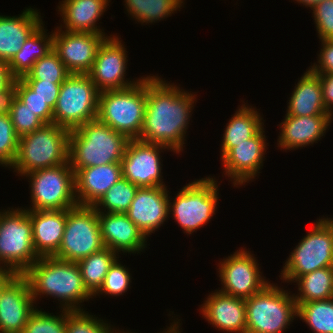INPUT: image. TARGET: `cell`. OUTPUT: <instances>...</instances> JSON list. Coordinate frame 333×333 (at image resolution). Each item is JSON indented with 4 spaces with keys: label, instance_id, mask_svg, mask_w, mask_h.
I'll list each match as a JSON object with an SVG mask.
<instances>
[{
    "label": "cell",
    "instance_id": "1",
    "mask_svg": "<svg viewBox=\"0 0 333 333\" xmlns=\"http://www.w3.org/2000/svg\"><path fill=\"white\" fill-rule=\"evenodd\" d=\"M195 99L191 91L147 75L146 107L138 139L166 146L176 154L182 152Z\"/></svg>",
    "mask_w": 333,
    "mask_h": 333
},
{
    "label": "cell",
    "instance_id": "2",
    "mask_svg": "<svg viewBox=\"0 0 333 333\" xmlns=\"http://www.w3.org/2000/svg\"><path fill=\"white\" fill-rule=\"evenodd\" d=\"M23 276L28 280L35 303L41 295L50 296L60 301L61 309L73 311L83 310L81 303L93 298L76 262L54 256L40 257Z\"/></svg>",
    "mask_w": 333,
    "mask_h": 333
},
{
    "label": "cell",
    "instance_id": "3",
    "mask_svg": "<svg viewBox=\"0 0 333 333\" xmlns=\"http://www.w3.org/2000/svg\"><path fill=\"white\" fill-rule=\"evenodd\" d=\"M129 139L94 119L70 130L69 163L76 173L81 168L121 163Z\"/></svg>",
    "mask_w": 333,
    "mask_h": 333
},
{
    "label": "cell",
    "instance_id": "4",
    "mask_svg": "<svg viewBox=\"0 0 333 333\" xmlns=\"http://www.w3.org/2000/svg\"><path fill=\"white\" fill-rule=\"evenodd\" d=\"M70 130L54 123L45 124L19 138L18 152L11 169L23 175L69 162Z\"/></svg>",
    "mask_w": 333,
    "mask_h": 333
},
{
    "label": "cell",
    "instance_id": "5",
    "mask_svg": "<svg viewBox=\"0 0 333 333\" xmlns=\"http://www.w3.org/2000/svg\"><path fill=\"white\" fill-rule=\"evenodd\" d=\"M146 107V77L135 85L99 93L97 119L129 140L138 139Z\"/></svg>",
    "mask_w": 333,
    "mask_h": 333
},
{
    "label": "cell",
    "instance_id": "6",
    "mask_svg": "<svg viewBox=\"0 0 333 333\" xmlns=\"http://www.w3.org/2000/svg\"><path fill=\"white\" fill-rule=\"evenodd\" d=\"M246 333H283L297 317L293 294L275 283L245 299Z\"/></svg>",
    "mask_w": 333,
    "mask_h": 333
},
{
    "label": "cell",
    "instance_id": "7",
    "mask_svg": "<svg viewBox=\"0 0 333 333\" xmlns=\"http://www.w3.org/2000/svg\"><path fill=\"white\" fill-rule=\"evenodd\" d=\"M10 209L0 211V269L23 275L40 257L34 250L28 210Z\"/></svg>",
    "mask_w": 333,
    "mask_h": 333
},
{
    "label": "cell",
    "instance_id": "8",
    "mask_svg": "<svg viewBox=\"0 0 333 333\" xmlns=\"http://www.w3.org/2000/svg\"><path fill=\"white\" fill-rule=\"evenodd\" d=\"M324 267H333V218L317 219L298 245L289 254L281 275L285 282Z\"/></svg>",
    "mask_w": 333,
    "mask_h": 333
},
{
    "label": "cell",
    "instance_id": "9",
    "mask_svg": "<svg viewBox=\"0 0 333 333\" xmlns=\"http://www.w3.org/2000/svg\"><path fill=\"white\" fill-rule=\"evenodd\" d=\"M217 182L210 176L195 179L177 193L173 202L169 201V215L172 214L187 235L203 228L214 216L219 201Z\"/></svg>",
    "mask_w": 333,
    "mask_h": 333
},
{
    "label": "cell",
    "instance_id": "10",
    "mask_svg": "<svg viewBox=\"0 0 333 333\" xmlns=\"http://www.w3.org/2000/svg\"><path fill=\"white\" fill-rule=\"evenodd\" d=\"M99 93L88 74H70L61 84L53 123L73 130L97 119Z\"/></svg>",
    "mask_w": 333,
    "mask_h": 333
},
{
    "label": "cell",
    "instance_id": "11",
    "mask_svg": "<svg viewBox=\"0 0 333 333\" xmlns=\"http://www.w3.org/2000/svg\"><path fill=\"white\" fill-rule=\"evenodd\" d=\"M29 177L31 206L27 210H65L78 204L75 172L69 162L23 175Z\"/></svg>",
    "mask_w": 333,
    "mask_h": 333
},
{
    "label": "cell",
    "instance_id": "12",
    "mask_svg": "<svg viewBox=\"0 0 333 333\" xmlns=\"http://www.w3.org/2000/svg\"><path fill=\"white\" fill-rule=\"evenodd\" d=\"M102 248L97 210L78 204L67 209L65 231L54 257L77 263Z\"/></svg>",
    "mask_w": 333,
    "mask_h": 333
},
{
    "label": "cell",
    "instance_id": "13",
    "mask_svg": "<svg viewBox=\"0 0 333 333\" xmlns=\"http://www.w3.org/2000/svg\"><path fill=\"white\" fill-rule=\"evenodd\" d=\"M253 255L242 248L219 262V281L223 286L219 291L247 299L270 283L262 276L259 263Z\"/></svg>",
    "mask_w": 333,
    "mask_h": 333
},
{
    "label": "cell",
    "instance_id": "14",
    "mask_svg": "<svg viewBox=\"0 0 333 333\" xmlns=\"http://www.w3.org/2000/svg\"><path fill=\"white\" fill-rule=\"evenodd\" d=\"M165 149L171 150L139 139L129 140L121 160L122 177L138 187H167L162 179L160 157Z\"/></svg>",
    "mask_w": 333,
    "mask_h": 333
},
{
    "label": "cell",
    "instance_id": "15",
    "mask_svg": "<svg viewBox=\"0 0 333 333\" xmlns=\"http://www.w3.org/2000/svg\"><path fill=\"white\" fill-rule=\"evenodd\" d=\"M127 49L118 36L106 38L99 46L93 67L88 73L99 92L121 90L135 85L137 80L125 79Z\"/></svg>",
    "mask_w": 333,
    "mask_h": 333
},
{
    "label": "cell",
    "instance_id": "16",
    "mask_svg": "<svg viewBox=\"0 0 333 333\" xmlns=\"http://www.w3.org/2000/svg\"><path fill=\"white\" fill-rule=\"evenodd\" d=\"M105 34L68 32L56 28L53 32V50L70 74H88Z\"/></svg>",
    "mask_w": 333,
    "mask_h": 333
},
{
    "label": "cell",
    "instance_id": "17",
    "mask_svg": "<svg viewBox=\"0 0 333 333\" xmlns=\"http://www.w3.org/2000/svg\"><path fill=\"white\" fill-rule=\"evenodd\" d=\"M264 127L252 138L231 148L222 158L225 176L235 187L249 183L262 169L267 149Z\"/></svg>",
    "mask_w": 333,
    "mask_h": 333
},
{
    "label": "cell",
    "instance_id": "18",
    "mask_svg": "<svg viewBox=\"0 0 333 333\" xmlns=\"http://www.w3.org/2000/svg\"><path fill=\"white\" fill-rule=\"evenodd\" d=\"M168 192L167 187H138L135 193L126 214L146 238L169 218Z\"/></svg>",
    "mask_w": 333,
    "mask_h": 333
},
{
    "label": "cell",
    "instance_id": "19",
    "mask_svg": "<svg viewBox=\"0 0 333 333\" xmlns=\"http://www.w3.org/2000/svg\"><path fill=\"white\" fill-rule=\"evenodd\" d=\"M34 304L28 280L17 275L0 296V333H22Z\"/></svg>",
    "mask_w": 333,
    "mask_h": 333
},
{
    "label": "cell",
    "instance_id": "20",
    "mask_svg": "<svg viewBox=\"0 0 333 333\" xmlns=\"http://www.w3.org/2000/svg\"><path fill=\"white\" fill-rule=\"evenodd\" d=\"M98 221L104 247L117 254H139L147 248V238L126 213L98 212Z\"/></svg>",
    "mask_w": 333,
    "mask_h": 333
},
{
    "label": "cell",
    "instance_id": "21",
    "mask_svg": "<svg viewBox=\"0 0 333 333\" xmlns=\"http://www.w3.org/2000/svg\"><path fill=\"white\" fill-rule=\"evenodd\" d=\"M215 291L201 305L204 318L219 331L246 333L245 299Z\"/></svg>",
    "mask_w": 333,
    "mask_h": 333
},
{
    "label": "cell",
    "instance_id": "22",
    "mask_svg": "<svg viewBox=\"0 0 333 333\" xmlns=\"http://www.w3.org/2000/svg\"><path fill=\"white\" fill-rule=\"evenodd\" d=\"M280 123L281 133L277 143L281 149L295 150L300 147L314 145L325 136L333 117L331 115L293 116L285 114Z\"/></svg>",
    "mask_w": 333,
    "mask_h": 333
},
{
    "label": "cell",
    "instance_id": "23",
    "mask_svg": "<svg viewBox=\"0 0 333 333\" xmlns=\"http://www.w3.org/2000/svg\"><path fill=\"white\" fill-rule=\"evenodd\" d=\"M32 224L34 250L39 257L54 256L66 226L65 210H28Z\"/></svg>",
    "mask_w": 333,
    "mask_h": 333
},
{
    "label": "cell",
    "instance_id": "24",
    "mask_svg": "<svg viewBox=\"0 0 333 333\" xmlns=\"http://www.w3.org/2000/svg\"><path fill=\"white\" fill-rule=\"evenodd\" d=\"M121 178V163L79 169L75 173V195L78 205L93 206Z\"/></svg>",
    "mask_w": 333,
    "mask_h": 333
},
{
    "label": "cell",
    "instance_id": "25",
    "mask_svg": "<svg viewBox=\"0 0 333 333\" xmlns=\"http://www.w3.org/2000/svg\"><path fill=\"white\" fill-rule=\"evenodd\" d=\"M38 11L30 7L19 16L0 15V60L8 63L43 23Z\"/></svg>",
    "mask_w": 333,
    "mask_h": 333
},
{
    "label": "cell",
    "instance_id": "26",
    "mask_svg": "<svg viewBox=\"0 0 333 333\" xmlns=\"http://www.w3.org/2000/svg\"><path fill=\"white\" fill-rule=\"evenodd\" d=\"M110 0H62L58 6L63 25L68 32L105 34L96 22L106 11Z\"/></svg>",
    "mask_w": 333,
    "mask_h": 333
},
{
    "label": "cell",
    "instance_id": "27",
    "mask_svg": "<svg viewBox=\"0 0 333 333\" xmlns=\"http://www.w3.org/2000/svg\"><path fill=\"white\" fill-rule=\"evenodd\" d=\"M291 94L286 114L293 116L330 115L323 103L320 77L309 69L301 76Z\"/></svg>",
    "mask_w": 333,
    "mask_h": 333
},
{
    "label": "cell",
    "instance_id": "28",
    "mask_svg": "<svg viewBox=\"0 0 333 333\" xmlns=\"http://www.w3.org/2000/svg\"><path fill=\"white\" fill-rule=\"evenodd\" d=\"M42 23L24 42L19 52L7 63L14 79L22 78L34 63L53 50V31L48 35Z\"/></svg>",
    "mask_w": 333,
    "mask_h": 333
},
{
    "label": "cell",
    "instance_id": "29",
    "mask_svg": "<svg viewBox=\"0 0 333 333\" xmlns=\"http://www.w3.org/2000/svg\"><path fill=\"white\" fill-rule=\"evenodd\" d=\"M256 107L242 104L226 124L221 144V158L237 144L252 138L264 125Z\"/></svg>",
    "mask_w": 333,
    "mask_h": 333
},
{
    "label": "cell",
    "instance_id": "30",
    "mask_svg": "<svg viewBox=\"0 0 333 333\" xmlns=\"http://www.w3.org/2000/svg\"><path fill=\"white\" fill-rule=\"evenodd\" d=\"M297 283L298 291L294 296L296 303L333 298V267H324L300 276Z\"/></svg>",
    "mask_w": 333,
    "mask_h": 333
},
{
    "label": "cell",
    "instance_id": "31",
    "mask_svg": "<svg viewBox=\"0 0 333 333\" xmlns=\"http://www.w3.org/2000/svg\"><path fill=\"white\" fill-rule=\"evenodd\" d=\"M117 256L115 251L104 247L77 262L84 285L92 295L102 286L110 266L119 258Z\"/></svg>",
    "mask_w": 333,
    "mask_h": 333
},
{
    "label": "cell",
    "instance_id": "32",
    "mask_svg": "<svg viewBox=\"0 0 333 333\" xmlns=\"http://www.w3.org/2000/svg\"><path fill=\"white\" fill-rule=\"evenodd\" d=\"M127 13L137 22L155 23L171 16L183 6V0H124Z\"/></svg>",
    "mask_w": 333,
    "mask_h": 333
},
{
    "label": "cell",
    "instance_id": "33",
    "mask_svg": "<svg viewBox=\"0 0 333 333\" xmlns=\"http://www.w3.org/2000/svg\"><path fill=\"white\" fill-rule=\"evenodd\" d=\"M296 304L297 317L313 333H333V298Z\"/></svg>",
    "mask_w": 333,
    "mask_h": 333
},
{
    "label": "cell",
    "instance_id": "34",
    "mask_svg": "<svg viewBox=\"0 0 333 333\" xmlns=\"http://www.w3.org/2000/svg\"><path fill=\"white\" fill-rule=\"evenodd\" d=\"M137 189L138 186L122 177L101 196L93 207L97 212L126 213L134 199Z\"/></svg>",
    "mask_w": 333,
    "mask_h": 333
},
{
    "label": "cell",
    "instance_id": "35",
    "mask_svg": "<svg viewBox=\"0 0 333 333\" xmlns=\"http://www.w3.org/2000/svg\"><path fill=\"white\" fill-rule=\"evenodd\" d=\"M69 75L70 73L58 54L52 50L46 56L38 59L32 69L21 79L63 83Z\"/></svg>",
    "mask_w": 333,
    "mask_h": 333
},
{
    "label": "cell",
    "instance_id": "36",
    "mask_svg": "<svg viewBox=\"0 0 333 333\" xmlns=\"http://www.w3.org/2000/svg\"><path fill=\"white\" fill-rule=\"evenodd\" d=\"M97 318L85 310H66V333H118L117 328Z\"/></svg>",
    "mask_w": 333,
    "mask_h": 333
},
{
    "label": "cell",
    "instance_id": "37",
    "mask_svg": "<svg viewBox=\"0 0 333 333\" xmlns=\"http://www.w3.org/2000/svg\"><path fill=\"white\" fill-rule=\"evenodd\" d=\"M52 314L36 308L22 333H66V309H62L61 315Z\"/></svg>",
    "mask_w": 333,
    "mask_h": 333
},
{
    "label": "cell",
    "instance_id": "38",
    "mask_svg": "<svg viewBox=\"0 0 333 333\" xmlns=\"http://www.w3.org/2000/svg\"><path fill=\"white\" fill-rule=\"evenodd\" d=\"M117 258L115 262L110 266L106 277L104 278L103 284L100 289L93 295V297L99 296V294L111 295V296H120L127 292L130 288L131 283V274L126 268L122 265L120 260ZM119 261V262H118Z\"/></svg>",
    "mask_w": 333,
    "mask_h": 333
},
{
    "label": "cell",
    "instance_id": "39",
    "mask_svg": "<svg viewBox=\"0 0 333 333\" xmlns=\"http://www.w3.org/2000/svg\"><path fill=\"white\" fill-rule=\"evenodd\" d=\"M19 137L9 115H0V165L10 168L18 152Z\"/></svg>",
    "mask_w": 333,
    "mask_h": 333
},
{
    "label": "cell",
    "instance_id": "40",
    "mask_svg": "<svg viewBox=\"0 0 333 333\" xmlns=\"http://www.w3.org/2000/svg\"><path fill=\"white\" fill-rule=\"evenodd\" d=\"M9 116L19 138L45 125L39 116L27 108L17 97L13 100Z\"/></svg>",
    "mask_w": 333,
    "mask_h": 333
},
{
    "label": "cell",
    "instance_id": "41",
    "mask_svg": "<svg viewBox=\"0 0 333 333\" xmlns=\"http://www.w3.org/2000/svg\"><path fill=\"white\" fill-rule=\"evenodd\" d=\"M16 97L35 112L45 124L53 123V109L21 78L16 79Z\"/></svg>",
    "mask_w": 333,
    "mask_h": 333
},
{
    "label": "cell",
    "instance_id": "42",
    "mask_svg": "<svg viewBox=\"0 0 333 333\" xmlns=\"http://www.w3.org/2000/svg\"><path fill=\"white\" fill-rule=\"evenodd\" d=\"M312 11L320 41L333 39V0L317 4Z\"/></svg>",
    "mask_w": 333,
    "mask_h": 333
},
{
    "label": "cell",
    "instance_id": "43",
    "mask_svg": "<svg viewBox=\"0 0 333 333\" xmlns=\"http://www.w3.org/2000/svg\"><path fill=\"white\" fill-rule=\"evenodd\" d=\"M23 81L36 92V95L41 97L52 109H54L62 83H53L44 80Z\"/></svg>",
    "mask_w": 333,
    "mask_h": 333
},
{
    "label": "cell",
    "instance_id": "44",
    "mask_svg": "<svg viewBox=\"0 0 333 333\" xmlns=\"http://www.w3.org/2000/svg\"><path fill=\"white\" fill-rule=\"evenodd\" d=\"M321 43L317 64L313 63L309 70L315 74H333V39L321 40Z\"/></svg>",
    "mask_w": 333,
    "mask_h": 333
},
{
    "label": "cell",
    "instance_id": "45",
    "mask_svg": "<svg viewBox=\"0 0 333 333\" xmlns=\"http://www.w3.org/2000/svg\"><path fill=\"white\" fill-rule=\"evenodd\" d=\"M322 85V99L327 112L333 116V74H317Z\"/></svg>",
    "mask_w": 333,
    "mask_h": 333
},
{
    "label": "cell",
    "instance_id": "46",
    "mask_svg": "<svg viewBox=\"0 0 333 333\" xmlns=\"http://www.w3.org/2000/svg\"><path fill=\"white\" fill-rule=\"evenodd\" d=\"M16 97V79L5 90L0 92V115H10L12 103Z\"/></svg>",
    "mask_w": 333,
    "mask_h": 333
},
{
    "label": "cell",
    "instance_id": "47",
    "mask_svg": "<svg viewBox=\"0 0 333 333\" xmlns=\"http://www.w3.org/2000/svg\"><path fill=\"white\" fill-rule=\"evenodd\" d=\"M14 82L11 76L8 64L4 60H0V92L8 88Z\"/></svg>",
    "mask_w": 333,
    "mask_h": 333
},
{
    "label": "cell",
    "instance_id": "48",
    "mask_svg": "<svg viewBox=\"0 0 333 333\" xmlns=\"http://www.w3.org/2000/svg\"><path fill=\"white\" fill-rule=\"evenodd\" d=\"M18 274L8 271L6 269H0V296L3 289L17 276Z\"/></svg>",
    "mask_w": 333,
    "mask_h": 333
},
{
    "label": "cell",
    "instance_id": "49",
    "mask_svg": "<svg viewBox=\"0 0 333 333\" xmlns=\"http://www.w3.org/2000/svg\"><path fill=\"white\" fill-rule=\"evenodd\" d=\"M177 320H174V322H172L171 323V325H170V327H167L166 328V331H165V329H164V331H162L161 333H181V331H180V329H179V327H180V319H178V318H176ZM118 333H133V332H128V331H119V329H118Z\"/></svg>",
    "mask_w": 333,
    "mask_h": 333
},
{
    "label": "cell",
    "instance_id": "50",
    "mask_svg": "<svg viewBox=\"0 0 333 333\" xmlns=\"http://www.w3.org/2000/svg\"><path fill=\"white\" fill-rule=\"evenodd\" d=\"M296 2H298L299 4H302L303 6L305 5V7H310L311 10L319 3L325 1V0H295Z\"/></svg>",
    "mask_w": 333,
    "mask_h": 333
}]
</instances>
